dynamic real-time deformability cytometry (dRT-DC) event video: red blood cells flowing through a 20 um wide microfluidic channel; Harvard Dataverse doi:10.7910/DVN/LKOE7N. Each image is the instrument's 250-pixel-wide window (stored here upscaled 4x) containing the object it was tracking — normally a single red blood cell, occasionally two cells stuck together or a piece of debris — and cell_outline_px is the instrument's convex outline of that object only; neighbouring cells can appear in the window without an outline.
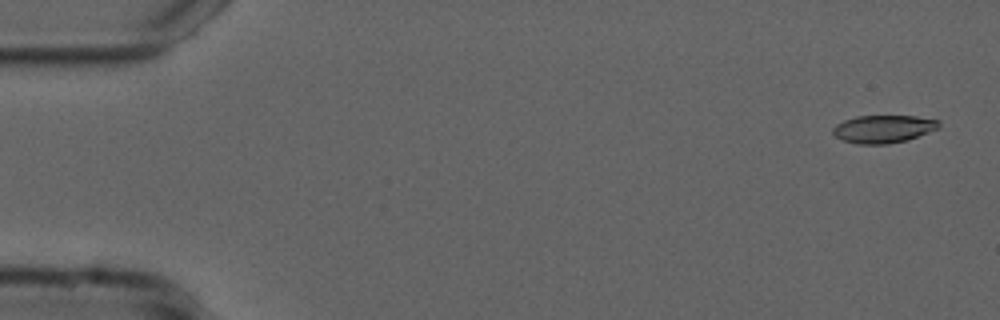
{"species": "common noctule bat (a hibernating species)", "species_latin": "Nyctalus noctula", "temperature_condition": "cold", "stored_images_in_passage": 54, "camera_frame_rate_fps": 3000, "um_per_image_px": 0.085, "animal": {"sex": "male", "forearm_length_mm": 52.5}, "frame": {"image": 1, "passage_image": 2, "time_ms": 0.333, "image_size_px": [1000, 320], "cell_outline_px": [[940, 128], [908, 140], [888, 144], [856, 144], [844, 140], [836, 136], [832, 132], [832, 128], [836, 124], [844, 120], [856, 116], [916, 116], [940, 120]], "centroid_in_image_um": [75.11, 10.96], "position_along_channel_um": 9.9, "area_um2": 17.28}}
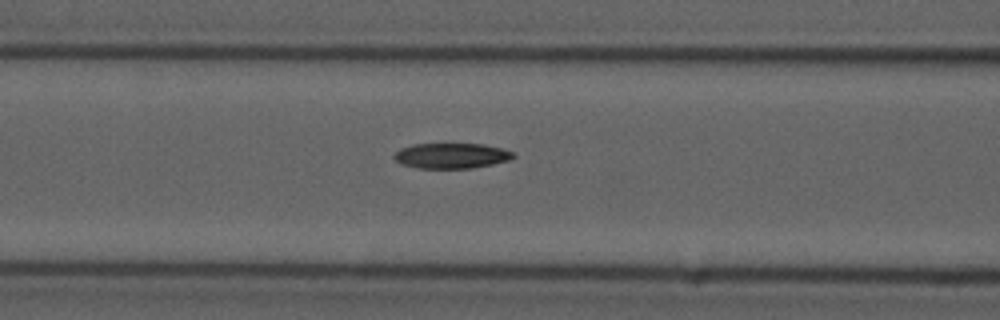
{"frame": {"image": 2, "passage_image": 22, "time_ms": 7.0, "image_size_px": [1000, 320], "cell_outline_px": [[516, 156], [508, 160], [492, 164], [472, 168], [416, 168], [400, 164], [392, 156], [400, 148], [412, 144], [484, 144], [500, 148], [512, 152]], "centroid_in_image_um": [38.32, 13.24], "position_along_channel_um": 128.3, "area_um2": 17.57}}
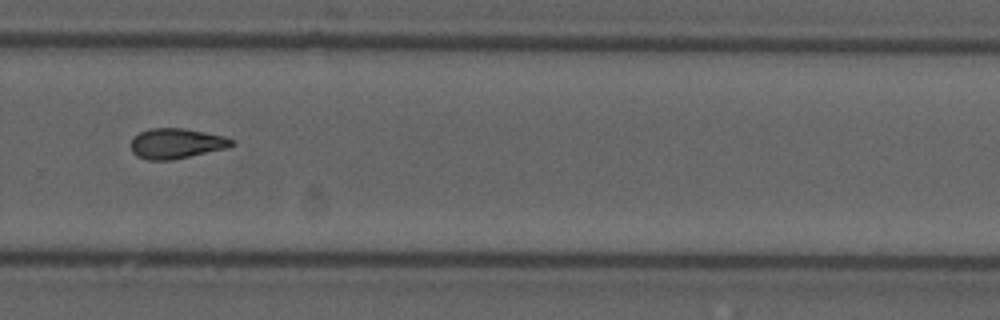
{"frame": {"image": 3, "passage_image": 37, "time_ms": 12.0, "image_size_px": [1000, 320], "cell_outline_px": [[236, 144], [228, 148], [172, 160], [148, 160], [136, 156], [132, 152], [132, 136], [140, 132], [152, 128], [184, 128], [224, 136], [236, 140]], "centroid_in_image_um": [15.02, 12.2], "position_along_channel_um": 314.8, "area_um2": 17.92}, "authors_computed_cell_mechanics": {"area_um2": 17.6579, "velocity_mm_per_s": 3.7356, "shape_relaxation_time_tau1_ms": null, "shape_relaxation_time_tau2_ms": 6.6329, "deformation_change_tau1": null, "deformation_change_tau2": 0.1597}}